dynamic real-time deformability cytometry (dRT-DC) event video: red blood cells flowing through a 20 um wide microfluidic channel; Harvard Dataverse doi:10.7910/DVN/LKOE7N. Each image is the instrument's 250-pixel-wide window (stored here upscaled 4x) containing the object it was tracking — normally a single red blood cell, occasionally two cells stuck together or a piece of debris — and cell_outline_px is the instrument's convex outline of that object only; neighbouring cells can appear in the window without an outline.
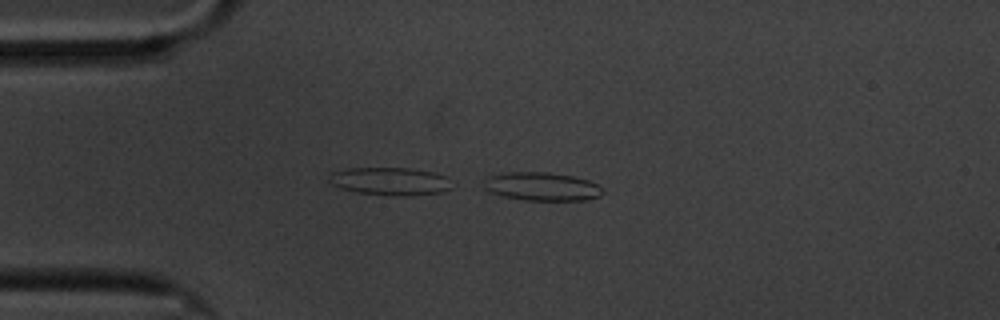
{"species": "common noctule bat (a hibernating species)", "species_latin": "Nyctalus noctula", "temperature_condition": "cold", "stored_images_in_passage": 13, "camera_frame_rate_fps": 3000, "um_per_image_px": 0.085, "animal": {"sex": "male", "body_mass_g": 20.1, "forearm_length_mm": 53.5}, "frame": {"image": 1, "passage_image": 13, "time_ms": 4.0, "image_size_px": [1000, 320], "cell_outline_px": [[604, 192], [600, 196], [584, 200], [524, 200], [504, 196], [492, 192], [484, 188], [484, 180], [488, 176], [504, 172], [548, 172], [572, 176], [588, 180], [604, 188]], "centroid_in_image_um": [46.07, 15.85], "position_along_channel_um": 38.9, "area_um2": 19.65}}